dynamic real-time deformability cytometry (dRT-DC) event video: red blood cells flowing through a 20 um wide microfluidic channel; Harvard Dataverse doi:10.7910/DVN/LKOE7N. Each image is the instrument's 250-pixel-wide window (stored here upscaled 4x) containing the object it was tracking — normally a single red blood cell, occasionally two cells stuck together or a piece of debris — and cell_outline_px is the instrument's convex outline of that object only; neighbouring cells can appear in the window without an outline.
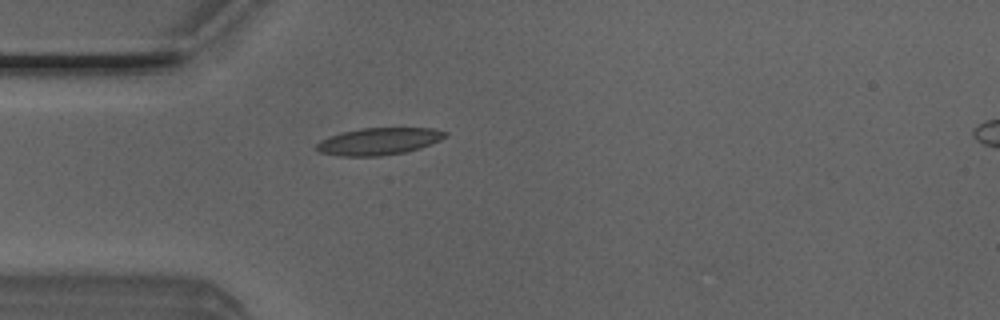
{"species": "Egyptian fruit bat (a non-hibernating species)", "species_latin": "Rousettus aegyptiacus", "temperature_condition": "room temperature", "stored_images_in_passage": 38, "camera_frame_rate_fps": 3000, "um_per_image_px": 0.085, "animal": {"sex": "male"}, "frame": {"image": 1, "passage_image": 1, "time_ms": 0.0, "image_size_px": [1000, 320], "cell_outline_px": [[448, 136], [440, 140], [420, 148], [404, 152], [380, 156], [340, 156], [320, 152], [316, 148], [316, 144], [320, 140], [340, 132], [360, 128], [432, 128], [448, 132]], "centroid_in_image_um": [32.2, 12.0], "position_along_channel_um": 52.8, "area_um2": 20.35}}
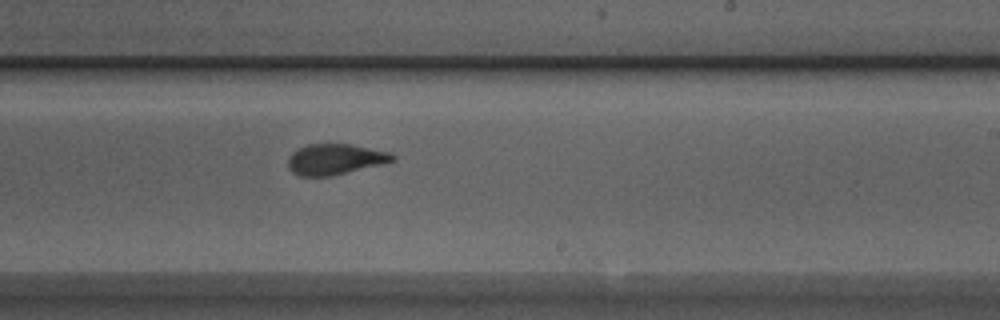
{"frame": {"image": 2, "passage_image": 17, "time_ms": 5.333, "image_size_px": [1000, 320], "cell_outline_px": [[396, 160], [332, 176], [300, 176], [292, 172], [288, 168], [288, 156], [292, 152], [308, 144], [352, 144], [392, 152], [396, 156]], "centroid_in_image_um": [28.49, 13.53], "position_along_channel_um": 260.5, "area_um2": 18.79}}
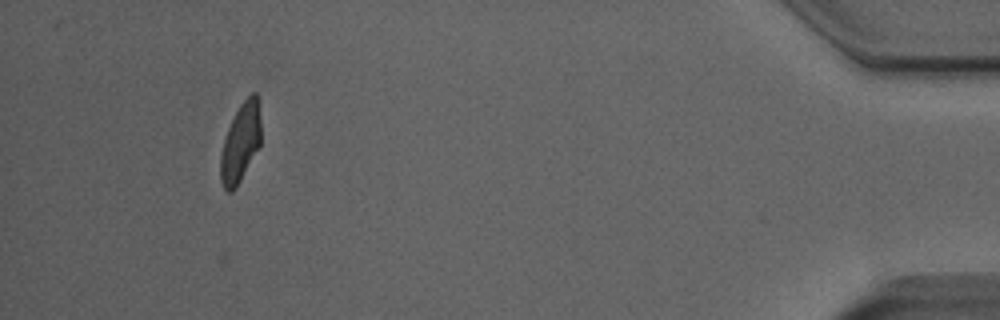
{"frame": {"image": 3, "passage_image": 34, "time_ms": 11.0, "image_size_px": [1000, 320], "cell_outline_px": [[260, 144], [236, 188], [232, 192], [228, 192], [224, 188], [220, 180], [220, 156], [224, 140], [228, 128], [240, 104], [252, 92], [256, 92], [260, 100]], "centroid_in_image_um": [20.45, 12.11], "position_along_channel_um": 414.8, "area_um2": 18.5}, "authors_computed_cell_mechanics": {"area_um2": 19.3919, "velocity_mm_per_s": 4.0297, "shape_relaxation_time_tau1_ms": 4.1695, "shape_relaxation_time_tau2_ms": 1.0974, "deformation_change_tau1": 0.1948, "deformation_change_tau2": 0.0696}}